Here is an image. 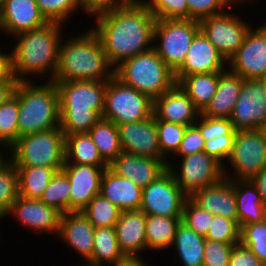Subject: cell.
I'll return each mask as SVG.
<instances>
[{
	"label": "cell",
	"mask_w": 266,
	"mask_h": 266,
	"mask_svg": "<svg viewBox=\"0 0 266 266\" xmlns=\"http://www.w3.org/2000/svg\"><path fill=\"white\" fill-rule=\"evenodd\" d=\"M93 18L106 58L115 68L124 60L153 48L156 17L140 0Z\"/></svg>",
	"instance_id": "6da1fadb"
},
{
	"label": "cell",
	"mask_w": 266,
	"mask_h": 266,
	"mask_svg": "<svg viewBox=\"0 0 266 266\" xmlns=\"http://www.w3.org/2000/svg\"><path fill=\"white\" fill-rule=\"evenodd\" d=\"M62 26L48 23L42 28L13 37V72L18 82L35 81L33 76L38 79L44 76V79L47 77L48 81H52L58 64L60 43L65 34L61 31L65 29Z\"/></svg>",
	"instance_id": "7a4b0ae2"
},
{
	"label": "cell",
	"mask_w": 266,
	"mask_h": 266,
	"mask_svg": "<svg viewBox=\"0 0 266 266\" xmlns=\"http://www.w3.org/2000/svg\"><path fill=\"white\" fill-rule=\"evenodd\" d=\"M114 69L106 58L99 37L90 27L78 36L71 35L67 40L62 38L52 82L109 81L114 77Z\"/></svg>",
	"instance_id": "3957f363"
},
{
	"label": "cell",
	"mask_w": 266,
	"mask_h": 266,
	"mask_svg": "<svg viewBox=\"0 0 266 266\" xmlns=\"http://www.w3.org/2000/svg\"><path fill=\"white\" fill-rule=\"evenodd\" d=\"M60 129L65 136L88 133L102 119L107 81H56Z\"/></svg>",
	"instance_id": "277c9868"
},
{
	"label": "cell",
	"mask_w": 266,
	"mask_h": 266,
	"mask_svg": "<svg viewBox=\"0 0 266 266\" xmlns=\"http://www.w3.org/2000/svg\"><path fill=\"white\" fill-rule=\"evenodd\" d=\"M14 94L19 104L18 138L60 127L59 95L55 82H18Z\"/></svg>",
	"instance_id": "5b68a950"
},
{
	"label": "cell",
	"mask_w": 266,
	"mask_h": 266,
	"mask_svg": "<svg viewBox=\"0 0 266 266\" xmlns=\"http://www.w3.org/2000/svg\"><path fill=\"white\" fill-rule=\"evenodd\" d=\"M114 76L152 100L177 84L175 73L153 48L121 62L115 67Z\"/></svg>",
	"instance_id": "8992f818"
},
{
	"label": "cell",
	"mask_w": 266,
	"mask_h": 266,
	"mask_svg": "<svg viewBox=\"0 0 266 266\" xmlns=\"http://www.w3.org/2000/svg\"><path fill=\"white\" fill-rule=\"evenodd\" d=\"M6 154L15 167L63 168L65 135L60 127L26 135L18 138Z\"/></svg>",
	"instance_id": "52a82bcc"
},
{
	"label": "cell",
	"mask_w": 266,
	"mask_h": 266,
	"mask_svg": "<svg viewBox=\"0 0 266 266\" xmlns=\"http://www.w3.org/2000/svg\"><path fill=\"white\" fill-rule=\"evenodd\" d=\"M199 31L198 20L156 19L153 49L175 73L182 66L192 40Z\"/></svg>",
	"instance_id": "ba28073f"
},
{
	"label": "cell",
	"mask_w": 266,
	"mask_h": 266,
	"mask_svg": "<svg viewBox=\"0 0 266 266\" xmlns=\"http://www.w3.org/2000/svg\"><path fill=\"white\" fill-rule=\"evenodd\" d=\"M226 163L230 165L223 166L226 179H252L266 166V132L262 128L237 131L232 152Z\"/></svg>",
	"instance_id": "9c48e42d"
},
{
	"label": "cell",
	"mask_w": 266,
	"mask_h": 266,
	"mask_svg": "<svg viewBox=\"0 0 266 266\" xmlns=\"http://www.w3.org/2000/svg\"><path fill=\"white\" fill-rule=\"evenodd\" d=\"M153 107L154 100L115 76L107 81L103 119L116 125L144 121L153 116Z\"/></svg>",
	"instance_id": "30bf717a"
},
{
	"label": "cell",
	"mask_w": 266,
	"mask_h": 266,
	"mask_svg": "<svg viewBox=\"0 0 266 266\" xmlns=\"http://www.w3.org/2000/svg\"><path fill=\"white\" fill-rule=\"evenodd\" d=\"M178 159L181 160L178 166L175 162L168 163L167 169L173 174L176 184L187 197L224 178L223 165L204 151L181 156Z\"/></svg>",
	"instance_id": "8fae6325"
},
{
	"label": "cell",
	"mask_w": 266,
	"mask_h": 266,
	"mask_svg": "<svg viewBox=\"0 0 266 266\" xmlns=\"http://www.w3.org/2000/svg\"><path fill=\"white\" fill-rule=\"evenodd\" d=\"M228 9L217 15L203 18L199 21L200 30L208 40L218 49L228 62L238 48L243 44L249 29L254 26L248 24L237 14Z\"/></svg>",
	"instance_id": "7c38bea8"
},
{
	"label": "cell",
	"mask_w": 266,
	"mask_h": 266,
	"mask_svg": "<svg viewBox=\"0 0 266 266\" xmlns=\"http://www.w3.org/2000/svg\"><path fill=\"white\" fill-rule=\"evenodd\" d=\"M187 196L176 184L173 174L167 169L142 191L140 210L146 215L182 217Z\"/></svg>",
	"instance_id": "4fadbf2b"
},
{
	"label": "cell",
	"mask_w": 266,
	"mask_h": 266,
	"mask_svg": "<svg viewBox=\"0 0 266 266\" xmlns=\"http://www.w3.org/2000/svg\"><path fill=\"white\" fill-rule=\"evenodd\" d=\"M227 68L243 79L266 78V22L247 32L243 44L227 62Z\"/></svg>",
	"instance_id": "5bb4252c"
},
{
	"label": "cell",
	"mask_w": 266,
	"mask_h": 266,
	"mask_svg": "<svg viewBox=\"0 0 266 266\" xmlns=\"http://www.w3.org/2000/svg\"><path fill=\"white\" fill-rule=\"evenodd\" d=\"M263 96V79H244L230 117L236 131L266 127V106Z\"/></svg>",
	"instance_id": "9a60e30c"
},
{
	"label": "cell",
	"mask_w": 266,
	"mask_h": 266,
	"mask_svg": "<svg viewBox=\"0 0 266 266\" xmlns=\"http://www.w3.org/2000/svg\"><path fill=\"white\" fill-rule=\"evenodd\" d=\"M12 215L18 225L24 226L25 229L37 234H53L58 236L60 219L62 214L40 199H28L18 196L11 205L6 217ZM55 233V234H54Z\"/></svg>",
	"instance_id": "2e32d148"
},
{
	"label": "cell",
	"mask_w": 266,
	"mask_h": 266,
	"mask_svg": "<svg viewBox=\"0 0 266 266\" xmlns=\"http://www.w3.org/2000/svg\"><path fill=\"white\" fill-rule=\"evenodd\" d=\"M107 167L64 163L62 171L71 186L69 212L83 211L100 193L101 177Z\"/></svg>",
	"instance_id": "e0dca14e"
},
{
	"label": "cell",
	"mask_w": 266,
	"mask_h": 266,
	"mask_svg": "<svg viewBox=\"0 0 266 266\" xmlns=\"http://www.w3.org/2000/svg\"><path fill=\"white\" fill-rule=\"evenodd\" d=\"M117 129L123 152L162 160L154 115L144 121L117 125Z\"/></svg>",
	"instance_id": "ac0fdd59"
},
{
	"label": "cell",
	"mask_w": 266,
	"mask_h": 266,
	"mask_svg": "<svg viewBox=\"0 0 266 266\" xmlns=\"http://www.w3.org/2000/svg\"><path fill=\"white\" fill-rule=\"evenodd\" d=\"M48 23L35 0H4L0 9V32L10 38Z\"/></svg>",
	"instance_id": "d6986e66"
},
{
	"label": "cell",
	"mask_w": 266,
	"mask_h": 266,
	"mask_svg": "<svg viewBox=\"0 0 266 266\" xmlns=\"http://www.w3.org/2000/svg\"><path fill=\"white\" fill-rule=\"evenodd\" d=\"M226 66L225 58L200 30L192 40L182 66L175 72V79L178 83L184 76L222 72Z\"/></svg>",
	"instance_id": "ffe728a7"
},
{
	"label": "cell",
	"mask_w": 266,
	"mask_h": 266,
	"mask_svg": "<svg viewBox=\"0 0 266 266\" xmlns=\"http://www.w3.org/2000/svg\"><path fill=\"white\" fill-rule=\"evenodd\" d=\"M204 138V152L223 166L230 157L237 131L229 118L205 117L194 123Z\"/></svg>",
	"instance_id": "44dd1931"
},
{
	"label": "cell",
	"mask_w": 266,
	"mask_h": 266,
	"mask_svg": "<svg viewBox=\"0 0 266 266\" xmlns=\"http://www.w3.org/2000/svg\"><path fill=\"white\" fill-rule=\"evenodd\" d=\"M200 114L178 84L154 100L153 115L156 120L191 126L199 119Z\"/></svg>",
	"instance_id": "7402d4cb"
},
{
	"label": "cell",
	"mask_w": 266,
	"mask_h": 266,
	"mask_svg": "<svg viewBox=\"0 0 266 266\" xmlns=\"http://www.w3.org/2000/svg\"><path fill=\"white\" fill-rule=\"evenodd\" d=\"M95 227L82 212H67L60 219L59 239L80 254L84 264L92 258ZM84 258V259H83Z\"/></svg>",
	"instance_id": "603a6c76"
},
{
	"label": "cell",
	"mask_w": 266,
	"mask_h": 266,
	"mask_svg": "<svg viewBox=\"0 0 266 266\" xmlns=\"http://www.w3.org/2000/svg\"><path fill=\"white\" fill-rule=\"evenodd\" d=\"M114 229L126 257L139 258L147 250L146 214L141 210L122 211Z\"/></svg>",
	"instance_id": "cb8c5ba5"
},
{
	"label": "cell",
	"mask_w": 266,
	"mask_h": 266,
	"mask_svg": "<svg viewBox=\"0 0 266 266\" xmlns=\"http://www.w3.org/2000/svg\"><path fill=\"white\" fill-rule=\"evenodd\" d=\"M167 166L168 163L164 160L122 152L108 167L143 189L162 175L167 170Z\"/></svg>",
	"instance_id": "d4e9b609"
},
{
	"label": "cell",
	"mask_w": 266,
	"mask_h": 266,
	"mask_svg": "<svg viewBox=\"0 0 266 266\" xmlns=\"http://www.w3.org/2000/svg\"><path fill=\"white\" fill-rule=\"evenodd\" d=\"M189 198L211 214L220 215L238 223L234 181L224 177L216 184L194 192Z\"/></svg>",
	"instance_id": "484cf974"
},
{
	"label": "cell",
	"mask_w": 266,
	"mask_h": 266,
	"mask_svg": "<svg viewBox=\"0 0 266 266\" xmlns=\"http://www.w3.org/2000/svg\"><path fill=\"white\" fill-rule=\"evenodd\" d=\"M143 189L107 167L101 177L100 193L121 211L140 210Z\"/></svg>",
	"instance_id": "4316f807"
},
{
	"label": "cell",
	"mask_w": 266,
	"mask_h": 266,
	"mask_svg": "<svg viewBox=\"0 0 266 266\" xmlns=\"http://www.w3.org/2000/svg\"><path fill=\"white\" fill-rule=\"evenodd\" d=\"M244 79L228 68L220 72L217 91L201 113L205 117H231Z\"/></svg>",
	"instance_id": "83f0119b"
},
{
	"label": "cell",
	"mask_w": 266,
	"mask_h": 266,
	"mask_svg": "<svg viewBox=\"0 0 266 266\" xmlns=\"http://www.w3.org/2000/svg\"><path fill=\"white\" fill-rule=\"evenodd\" d=\"M234 193L240 227L264 221L266 207L262 203L260 193L250 180H235Z\"/></svg>",
	"instance_id": "f1b7e54d"
},
{
	"label": "cell",
	"mask_w": 266,
	"mask_h": 266,
	"mask_svg": "<svg viewBox=\"0 0 266 266\" xmlns=\"http://www.w3.org/2000/svg\"><path fill=\"white\" fill-rule=\"evenodd\" d=\"M206 238L197 234L184 223L180 222L176 229L171 250H175L174 261L181 266H202Z\"/></svg>",
	"instance_id": "f546056e"
},
{
	"label": "cell",
	"mask_w": 266,
	"mask_h": 266,
	"mask_svg": "<svg viewBox=\"0 0 266 266\" xmlns=\"http://www.w3.org/2000/svg\"><path fill=\"white\" fill-rule=\"evenodd\" d=\"M65 162L80 165L108 167L89 133L65 136Z\"/></svg>",
	"instance_id": "4dcf8cb0"
},
{
	"label": "cell",
	"mask_w": 266,
	"mask_h": 266,
	"mask_svg": "<svg viewBox=\"0 0 266 266\" xmlns=\"http://www.w3.org/2000/svg\"><path fill=\"white\" fill-rule=\"evenodd\" d=\"M220 72L184 76L177 84L202 113L217 91Z\"/></svg>",
	"instance_id": "1f68e13d"
},
{
	"label": "cell",
	"mask_w": 266,
	"mask_h": 266,
	"mask_svg": "<svg viewBox=\"0 0 266 266\" xmlns=\"http://www.w3.org/2000/svg\"><path fill=\"white\" fill-rule=\"evenodd\" d=\"M91 266H115L127 257L120 250L114 227L95 228ZM105 264V265H104Z\"/></svg>",
	"instance_id": "d6a6232c"
},
{
	"label": "cell",
	"mask_w": 266,
	"mask_h": 266,
	"mask_svg": "<svg viewBox=\"0 0 266 266\" xmlns=\"http://www.w3.org/2000/svg\"><path fill=\"white\" fill-rule=\"evenodd\" d=\"M181 217L146 215L147 250L165 251L171 248Z\"/></svg>",
	"instance_id": "836d02e7"
},
{
	"label": "cell",
	"mask_w": 266,
	"mask_h": 266,
	"mask_svg": "<svg viewBox=\"0 0 266 266\" xmlns=\"http://www.w3.org/2000/svg\"><path fill=\"white\" fill-rule=\"evenodd\" d=\"M16 168L19 196L28 199H40L55 173L62 170L43 166Z\"/></svg>",
	"instance_id": "e575fe53"
},
{
	"label": "cell",
	"mask_w": 266,
	"mask_h": 266,
	"mask_svg": "<svg viewBox=\"0 0 266 266\" xmlns=\"http://www.w3.org/2000/svg\"><path fill=\"white\" fill-rule=\"evenodd\" d=\"M88 133L97 146L102 159L108 165L123 152L120 145L117 125L112 121L102 118Z\"/></svg>",
	"instance_id": "d590c367"
},
{
	"label": "cell",
	"mask_w": 266,
	"mask_h": 266,
	"mask_svg": "<svg viewBox=\"0 0 266 266\" xmlns=\"http://www.w3.org/2000/svg\"><path fill=\"white\" fill-rule=\"evenodd\" d=\"M82 212L95 228H103L114 227L122 211L99 193Z\"/></svg>",
	"instance_id": "8d00e7d4"
},
{
	"label": "cell",
	"mask_w": 266,
	"mask_h": 266,
	"mask_svg": "<svg viewBox=\"0 0 266 266\" xmlns=\"http://www.w3.org/2000/svg\"><path fill=\"white\" fill-rule=\"evenodd\" d=\"M70 190L69 179L61 170L52 177L40 200L64 214L69 212Z\"/></svg>",
	"instance_id": "74e56055"
},
{
	"label": "cell",
	"mask_w": 266,
	"mask_h": 266,
	"mask_svg": "<svg viewBox=\"0 0 266 266\" xmlns=\"http://www.w3.org/2000/svg\"><path fill=\"white\" fill-rule=\"evenodd\" d=\"M19 196L18 172L8 159L0 166V220L4 219ZM4 217V218H3Z\"/></svg>",
	"instance_id": "f35d334b"
},
{
	"label": "cell",
	"mask_w": 266,
	"mask_h": 266,
	"mask_svg": "<svg viewBox=\"0 0 266 266\" xmlns=\"http://www.w3.org/2000/svg\"><path fill=\"white\" fill-rule=\"evenodd\" d=\"M156 126L162 160L171 163V158L173 159L177 153L187 126L163 120H156Z\"/></svg>",
	"instance_id": "ab89813d"
},
{
	"label": "cell",
	"mask_w": 266,
	"mask_h": 266,
	"mask_svg": "<svg viewBox=\"0 0 266 266\" xmlns=\"http://www.w3.org/2000/svg\"><path fill=\"white\" fill-rule=\"evenodd\" d=\"M18 97L14 94L0 105V143L9 149L18 140Z\"/></svg>",
	"instance_id": "60d3db41"
},
{
	"label": "cell",
	"mask_w": 266,
	"mask_h": 266,
	"mask_svg": "<svg viewBox=\"0 0 266 266\" xmlns=\"http://www.w3.org/2000/svg\"><path fill=\"white\" fill-rule=\"evenodd\" d=\"M49 23L65 25L74 12L82 10L81 0H35Z\"/></svg>",
	"instance_id": "b9f144b4"
},
{
	"label": "cell",
	"mask_w": 266,
	"mask_h": 266,
	"mask_svg": "<svg viewBox=\"0 0 266 266\" xmlns=\"http://www.w3.org/2000/svg\"><path fill=\"white\" fill-rule=\"evenodd\" d=\"M240 242L266 265V223L257 222L240 227Z\"/></svg>",
	"instance_id": "7bdbcfd3"
},
{
	"label": "cell",
	"mask_w": 266,
	"mask_h": 266,
	"mask_svg": "<svg viewBox=\"0 0 266 266\" xmlns=\"http://www.w3.org/2000/svg\"><path fill=\"white\" fill-rule=\"evenodd\" d=\"M156 19H189L186 0H140Z\"/></svg>",
	"instance_id": "ee69618b"
},
{
	"label": "cell",
	"mask_w": 266,
	"mask_h": 266,
	"mask_svg": "<svg viewBox=\"0 0 266 266\" xmlns=\"http://www.w3.org/2000/svg\"><path fill=\"white\" fill-rule=\"evenodd\" d=\"M214 215L197 206L189 197L186 198L181 222L199 235L206 236Z\"/></svg>",
	"instance_id": "f6af8a7d"
},
{
	"label": "cell",
	"mask_w": 266,
	"mask_h": 266,
	"mask_svg": "<svg viewBox=\"0 0 266 266\" xmlns=\"http://www.w3.org/2000/svg\"><path fill=\"white\" fill-rule=\"evenodd\" d=\"M240 230L241 228L236 221L214 215L205 238L222 243H239Z\"/></svg>",
	"instance_id": "bcb514c9"
},
{
	"label": "cell",
	"mask_w": 266,
	"mask_h": 266,
	"mask_svg": "<svg viewBox=\"0 0 266 266\" xmlns=\"http://www.w3.org/2000/svg\"><path fill=\"white\" fill-rule=\"evenodd\" d=\"M189 9V19L200 21L203 18L221 14L226 9L236 7L230 0H186Z\"/></svg>",
	"instance_id": "7dc6e473"
},
{
	"label": "cell",
	"mask_w": 266,
	"mask_h": 266,
	"mask_svg": "<svg viewBox=\"0 0 266 266\" xmlns=\"http://www.w3.org/2000/svg\"><path fill=\"white\" fill-rule=\"evenodd\" d=\"M234 244L237 243H222L206 239L202 266H229Z\"/></svg>",
	"instance_id": "c3c4849f"
},
{
	"label": "cell",
	"mask_w": 266,
	"mask_h": 266,
	"mask_svg": "<svg viewBox=\"0 0 266 266\" xmlns=\"http://www.w3.org/2000/svg\"><path fill=\"white\" fill-rule=\"evenodd\" d=\"M204 138L195 125L187 126L183 139L180 143L177 153L174 155L177 159L181 156L200 153L204 151Z\"/></svg>",
	"instance_id": "681fc988"
},
{
	"label": "cell",
	"mask_w": 266,
	"mask_h": 266,
	"mask_svg": "<svg viewBox=\"0 0 266 266\" xmlns=\"http://www.w3.org/2000/svg\"><path fill=\"white\" fill-rule=\"evenodd\" d=\"M132 0H81L82 13L95 17L102 13L115 10L130 3Z\"/></svg>",
	"instance_id": "f907efd6"
},
{
	"label": "cell",
	"mask_w": 266,
	"mask_h": 266,
	"mask_svg": "<svg viewBox=\"0 0 266 266\" xmlns=\"http://www.w3.org/2000/svg\"><path fill=\"white\" fill-rule=\"evenodd\" d=\"M229 266H266L252 251L241 242L234 244Z\"/></svg>",
	"instance_id": "816d5d0a"
},
{
	"label": "cell",
	"mask_w": 266,
	"mask_h": 266,
	"mask_svg": "<svg viewBox=\"0 0 266 266\" xmlns=\"http://www.w3.org/2000/svg\"><path fill=\"white\" fill-rule=\"evenodd\" d=\"M17 83L13 72L12 50L8 53L0 51V85Z\"/></svg>",
	"instance_id": "f5cc1de1"
},
{
	"label": "cell",
	"mask_w": 266,
	"mask_h": 266,
	"mask_svg": "<svg viewBox=\"0 0 266 266\" xmlns=\"http://www.w3.org/2000/svg\"><path fill=\"white\" fill-rule=\"evenodd\" d=\"M250 181L260 193L262 203L266 207V166L250 179Z\"/></svg>",
	"instance_id": "db71d44e"
},
{
	"label": "cell",
	"mask_w": 266,
	"mask_h": 266,
	"mask_svg": "<svg viewBox=\"0 0 266 266\" xmlns=\"http://www.w3.org/2000/svg\"><path fill=\"white\" fill-rule=\"evenodd\" d=\"M17 84H1L0 85V105L5 103L10 97L14 95Z\"/></svg>",
	"instance_id": "11a10c76"
},
{
	"label": "cell",
	"mask_w": 266,
	"mask_h": 266,
	"mask_svg": "<svg viewBox=\"0 0 266 266\" xmlns=\"http://www.w3.org/2000/svg\"><path fill=\"white\" fill-rule=\"evenodd\" d=\"M142 258L143 256L139 258L127 257L123 261L117 263L115 266H150L148 264V260L145 261V259L143 260Z\"/></svg>",
	"instance_id": "9f6ffc18"
},
{
	"label": "cell",
	"mask_w": 266,
	"mask_h": 266,
	"mask_svg": "<svg viewBox=\"0 0 266 266\" xmlns=\"http://www.w3.org/2000/svg\"><path fill=\"white\" fill-rule=\"evenodd\" d=\"M0 147H1V149H0V166H1L2 164H4L8 160L9 155H5V153L3 155L4 148H5V150L7 149L3 144L0 143ZM2 149H3V151H2ZM4 156H6V157H4Z\"/></svg>",
	"instance_id": "6f0895ef"
},
{
	"label": "cell",
	"mask_w": 266,
	"mask_h": 266,
	"mask_svg": "<svg viewBox=\"0 0 266 266\" xmlns=\"http://www.w3.org/2000/svg\"><path fill=\"white\" fill-rule=\"evenodd\" d=\"M233 4H236V5H238L239 7H240V5H242L243 4V6H244V4L246 3V4H253L254 2L253 1H256V0H230ZM240 4V5H239Z\"/></svg>",
	"instance_id": "680465c9"
},
{
	"label": "cell",
	"mask_w": 266,
	"mask_h": 266,
	"mask_svg": "<svg viewBox=\"0 0 266 266\" xmlns=\"http://www.w3.org/2000/svg\"><path fill=\"white\" fill-rule=\"evenodd\" d=\"M263 88H264V96H263V101L266 106V78L263 79Z\"/></svg>",
	"instance_id": "91938a15"
},
{
	"label": "cell",
	"mask_w": 266,
	"mask_h": 266,
	"mask_svg": "<svg viewBox=\"0 0 266 266\" xmlns=\"http://www.w3.org/2000/svg\"><path fill=\"white\" fill-rule=\"evenodd\" d=\"M74 266H75V265H74ZM77 266H91V265H88V264H84V263H83V264H79V265L77 264Z\"/></svg>",
	"instance_id": "94428289"
},
{
	"label": "cell",
	"mask_w": 266,
	"mask_h": 266,
	"mask_svg": "<svg viewBox=\"0 0 266 266\" xmlns=\"http://www.w3.org/2000/svg\"><path fill=\"white\" fill-rule=\"evenodd\" d=\"M3 2H4V0H0V9L2 7Z\"/></svg>",
	"instance_id": "6125c7cd"
}]
</instances>
